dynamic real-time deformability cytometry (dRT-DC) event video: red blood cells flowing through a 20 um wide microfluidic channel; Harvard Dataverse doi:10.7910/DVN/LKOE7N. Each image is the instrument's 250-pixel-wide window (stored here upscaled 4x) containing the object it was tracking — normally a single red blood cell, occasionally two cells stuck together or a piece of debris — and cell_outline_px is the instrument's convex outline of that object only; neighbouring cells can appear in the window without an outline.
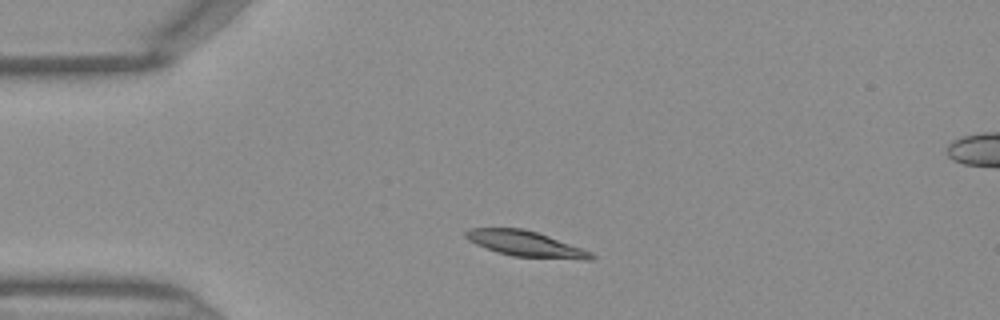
{"species": "Egyptian fruit bat (a non-hibernating species)", "species_latin": "Rousettus aegyptiacus", "temperature_condition": "warm", "stored_images_in_passage": 31, "camera_frame_rate_fps": 3000, "um_per_image_px": 0.085, "frame": {"image": 1, "passage_image": 1, "time_ms": 0.0, "image_size_px": [1000, 320], "cell_outline_px": [[596, 256], [592, 260], [584, 260], [512, 256], [496, 252], [476, 244], [468, 240], [464, 236], [464, 232], [468, 228], [520, 228], [536, 232], [548, 236], [592, 252]], "centroid_in_image_um": [44.66, 20.73], "position_along_channel_um": 40.3, "area_um2": 18.67}}
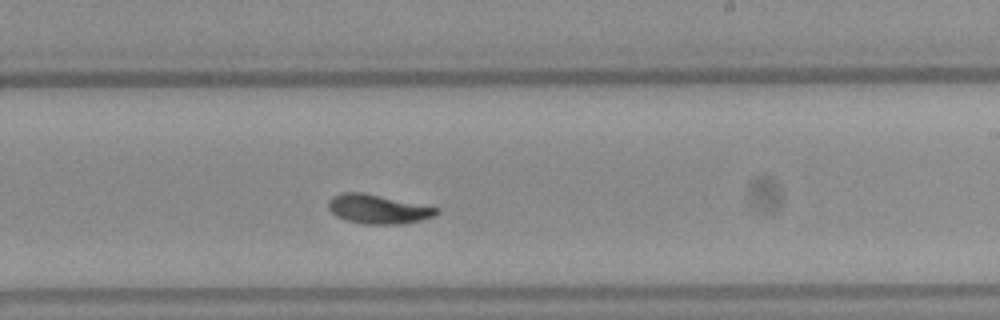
{"frame": {"image": 2, "passage_image": 18, "time_ms": 5.667, "image_size_px": [1000, 320], "cell_outline_px": [[440, 212], [436, 216], [424, 220], [400, 224], [360, 224], [336, 216], [328, 208], [328, 200], [332, 196], [344, 192], [360, 192], [440, 208]], "centroid_in_image_um": [32.16, 17.79], "position_along_channel_um": 256.8, "area_um2": 18.38}}
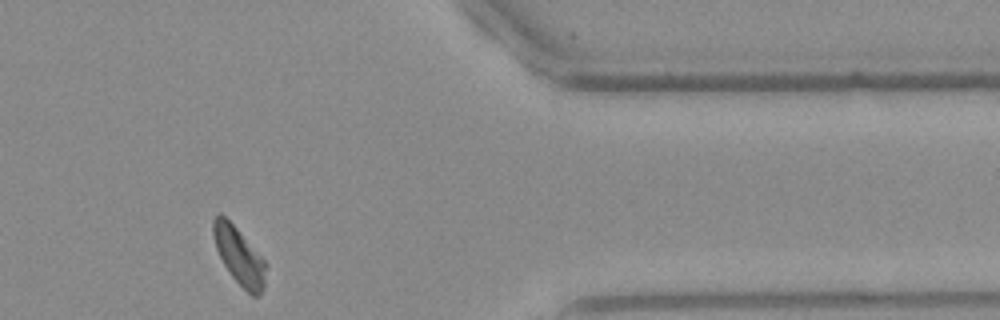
{"frame": {"image": 3, "passage_image": 29, "time_ms": 9.333, "image_size_px": [1000, 320], "cell_outline_px": [[268, 264], [264, 284], [260, 296], [252, 296], [232, 276], [224, 264], [216, 248], [212, 232], [212, 220], [220, 212], [236, 228]], "centroid_in_image_um": [20.34, 21.76], "position_along_channel_um": 391.1, "area_um2": 17.28}}